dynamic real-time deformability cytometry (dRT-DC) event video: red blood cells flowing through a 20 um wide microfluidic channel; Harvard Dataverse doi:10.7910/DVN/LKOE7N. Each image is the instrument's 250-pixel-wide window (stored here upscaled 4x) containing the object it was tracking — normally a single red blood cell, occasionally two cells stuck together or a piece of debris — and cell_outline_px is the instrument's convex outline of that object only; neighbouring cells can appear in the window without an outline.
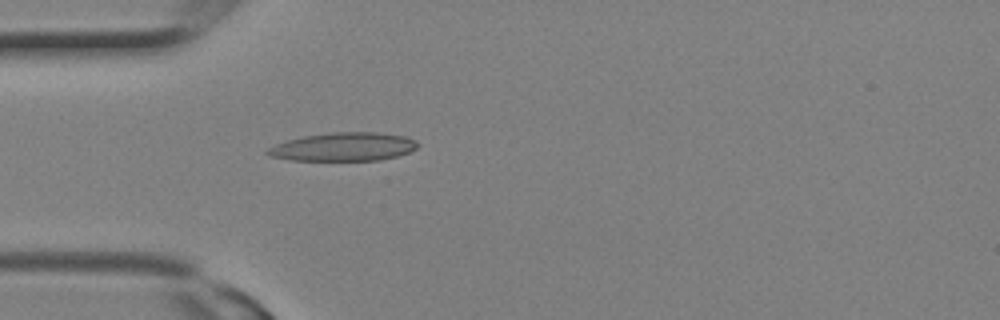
{"species": "Egyptian fruit bat (a non-hibernating species)", "species_latin": "Rousettus aegyptiacus", "temperature_condition": "room temperature", "stored_images_in_passage": 3, "camera_frame_rate_fps": 3000, "um_per_image_px": 0.085, "animal": {"sex": "female"}, "frame": {"image": 1, "passage_image": 3, "time_ms": 0.667, "image_size_px": [1000, 320], "cell_outline_px": [[420, 144], [416, 148], [408, 152], [396, 156], [380, 160], [292, 160], [268, 156], [264, 152], [268, 148], [276, 144], [288, 140], [304, 136], [332, 132], [376, 132], [404, 136], [416, 140]], "centroid_in_image_um": [29.19, 12.48], "position_along_channel_um": 55.8, "area_um2": 24.8}}